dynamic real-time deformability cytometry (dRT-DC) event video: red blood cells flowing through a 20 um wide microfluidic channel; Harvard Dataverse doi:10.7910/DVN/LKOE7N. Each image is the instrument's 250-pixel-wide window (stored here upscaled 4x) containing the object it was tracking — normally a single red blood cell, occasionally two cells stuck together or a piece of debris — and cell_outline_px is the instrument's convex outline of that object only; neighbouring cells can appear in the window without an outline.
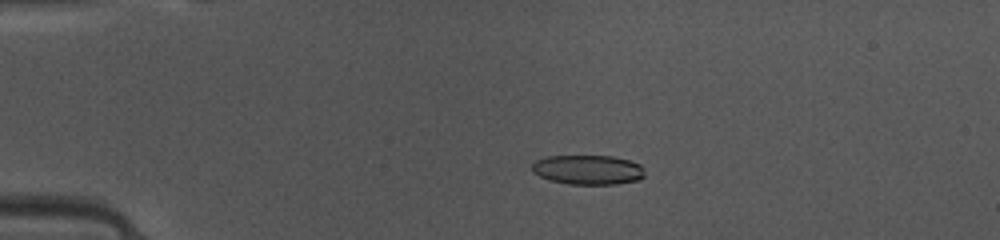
{"species": "common noctule bat (a hibernating species)", "species_latin": "Nyctalus noctula", "temperature_condition": "warm", "stored_images_in_passage": 49, "camera_frame_rate_fps": 3000, "um_per_image_px": 0.085, "animal": {"sex": "female", "body_mass_g": 10.0, "forearm_length_mm": 53.1}, "frame": {"image": 1, "passage_image": 11, "time_ms": 3.333, "image_size_px": [1000, 240], "cell_outline_px": [[644, 176], [636, 180], [616, 184], [568, 184], [548, 180], [532, 172], [532, 164], [536, 160], [548, 156], [612, 156], [632, 160], [640, 164], [644, 168]], "centroid_in_image_um": [49.98, 14.42], "position_along_channel_um": 35.0, "area_um2": 19.54}}
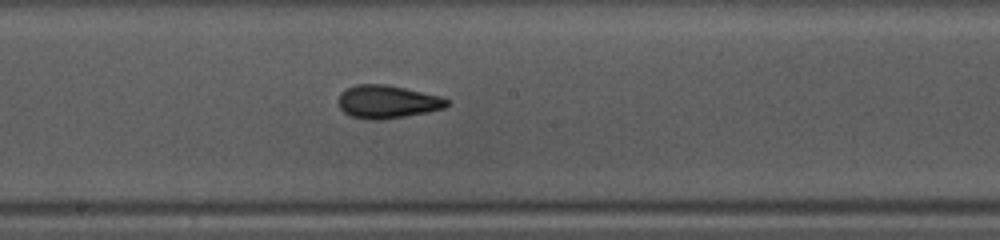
{"frame": {"image": 2, "passage_image": 27, "time_ms": 8.667, "image_size_px": [1000, 240], "cell_outline_px": [[448, 104], [444, 108], [428, 112], [380, 120], [368, 120], [352, 116], [344, 112], [340, 108], [340, 92], [356, 84], [384, 84], [444, 96], [448, 100]], "centroid_in_image_um": [32.95, 8.65], "position_along_channel_um": 215.2, "area_um2": 20.81}}
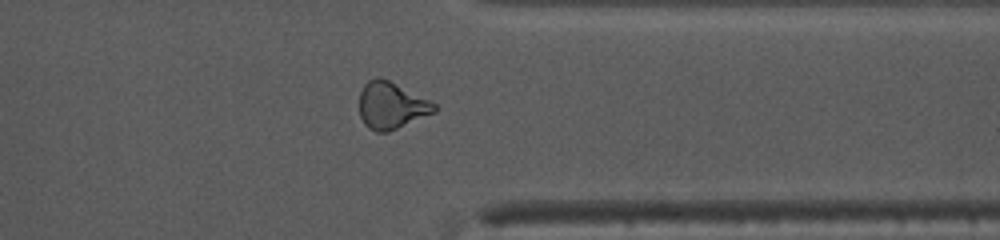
{"frame": {"image": 3, "passage_image": 39, "time_ms": 12.667, "image_size_px": [1000, 240], "cell_outline_px": [[436, 112], [388, 132], [376, 132], [368, 128], [364, 124], [360, 116], [360, 92], [364, 84], [368, 80], [376, 76], [380, 76], [436, 104]], "centroid_in_image_um": [33.23, 8.97], "position_along_channel_um": 378.2, "area_um2": 20.35}, "authors_computed_cell_mechanics": {"area_um2": 20.0566, "velocity_mm_per_s": 4.13, "shape_relaxation_time_tau1_ms": 3.4604, "shape_relaxation_time_tau2_ms": 1.2516, "deformation_change_tau1": 0.1641, "deformation_change_tau2": 0.0899}}